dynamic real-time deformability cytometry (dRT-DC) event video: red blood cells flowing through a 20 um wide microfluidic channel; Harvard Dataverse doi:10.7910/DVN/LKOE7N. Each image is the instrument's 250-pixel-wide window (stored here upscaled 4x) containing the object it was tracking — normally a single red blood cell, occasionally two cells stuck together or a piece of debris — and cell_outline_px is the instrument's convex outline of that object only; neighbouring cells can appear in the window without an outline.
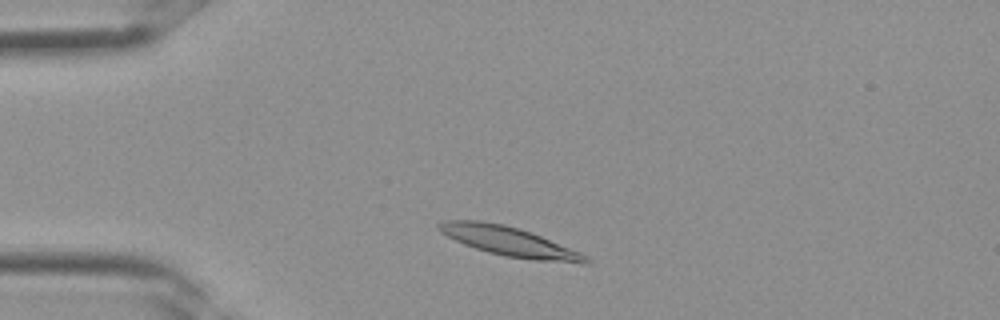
{"species": "Egyptian fruit bat (a non-hibernating species)", "species_latin": "Rousettus aegyptiacus", "temperature_condition": "room temperature", "stored_images_in_passage": 2, "camera_frame_rate_fps": 3000, "um_per_image_px": 0.085, "frame": {"image": 1, "passage_image": 1, "time_ms": 0.0, "image_size_px": [1000, 320], "cell_outline_px": [[592, 264], [584, 264], [536, 260], [508, 256], [488, 252], [464, 244], [440, 232], [436, 228], [436, 224], [444, 220], [480, 220], [504, 224], [520, 228], [532, 232], [580, 252], [588, 256], [592, 260]], "centroid_in_image_um": [43.33, 20.52], "position_along_channel_um": 41.7, "area_um2": 25.26}}